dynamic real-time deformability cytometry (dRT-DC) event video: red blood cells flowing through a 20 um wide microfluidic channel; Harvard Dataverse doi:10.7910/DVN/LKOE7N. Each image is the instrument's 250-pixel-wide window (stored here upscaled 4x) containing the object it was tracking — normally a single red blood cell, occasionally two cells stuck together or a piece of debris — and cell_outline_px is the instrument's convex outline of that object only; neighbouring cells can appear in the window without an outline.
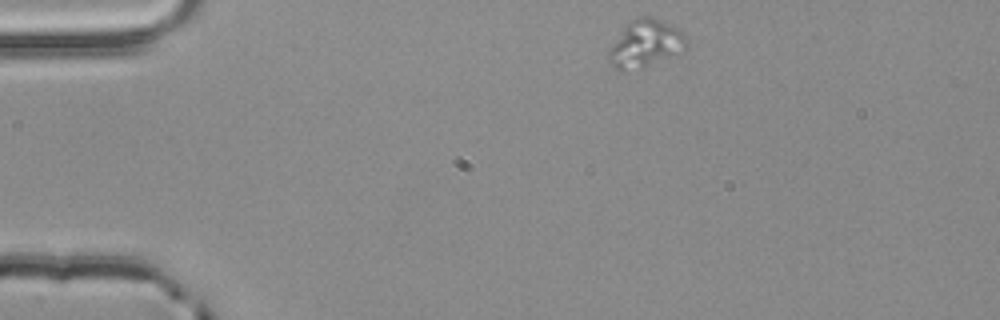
{"species": "common noctule bat (a hibernating species)", "species_latin": "Nyctalus noctula", "temperature_condition": "room temperature", "stored_images_in_passage": 45, "camera_frame_rate_fps": 3000, "um_per_image_px": 0.085, "animal": {"sex": "male", "body_mass_g": 20.4}, "frame": {"image": 1, "passage_image": 1, "time_ms": 0.0, "image_size_px": [1000, 320], "cell_outline_px": [[684, 44], [672, 52], [664, 56], [624, 72], [616, 72], [612, 68], [608, 60], [608, 52], [612, 44], [624, 28], [632, 20], [640, 16], [652, 16], [684, 32]], "centroid_in_image_um": [54.7, 3.68], "position_along_channel_um": 30.3, "area_um2": 19.94}}